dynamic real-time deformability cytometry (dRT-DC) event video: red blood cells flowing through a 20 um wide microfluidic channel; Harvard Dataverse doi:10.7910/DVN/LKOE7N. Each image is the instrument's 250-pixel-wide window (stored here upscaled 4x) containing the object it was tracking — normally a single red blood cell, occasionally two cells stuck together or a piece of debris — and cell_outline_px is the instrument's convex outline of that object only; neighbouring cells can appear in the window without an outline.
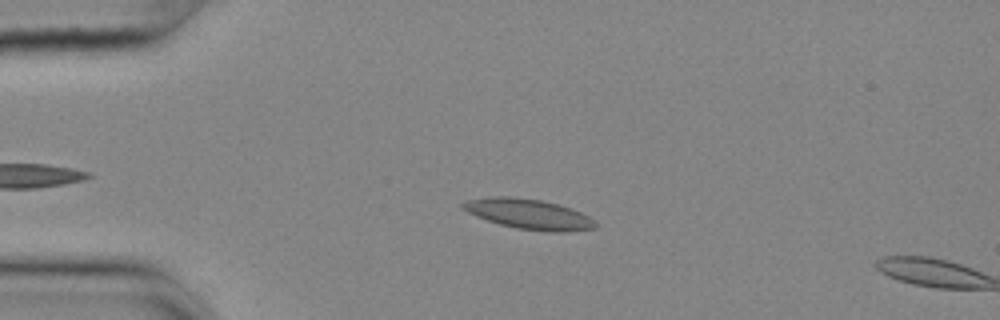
{"species": "common noctule bat (a hibernating species)", "species_latin": "Nyctalus noctula", "temperature_condition": "cold", "stored_images_in_passage": 50, "camera_frame_rate_fps": 3000, "um_per_image_px": 0.085, "animal": {"sex": "female", "body_mass_g": 25.1}, "frame": {"image": 1, "passage_image": 13, "time_ms": 4.0, "image_size_px": [1000, 320], "cell_outline_px": [[596, 228], [568, 232], [548, 232], [516, 228], [500, 224], [476, 216], [460, 208], [460, 204], [468, 200], [488, 196], [508, 196], [540, 200], [556, 204], [580, 212], [596, 220]], "centroid_in_image_um": [44.93, 18.2], "position_along_channel_um": 40.1, "area_um2": 23.24}}
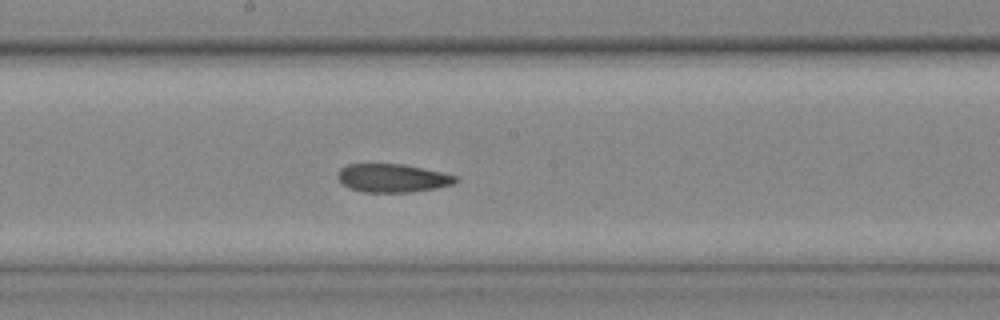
{"frame": {"image": 2, "passage_image": 30, "time_ms": 9.667, "image_size_px": [1000, 320], "cell_outline_px": [[460, 180], [452, 184], [436, 188], [408, 192], [364, 192], [348, 188], [336, 176], [340, 168], [348, 164], [404, 164], [440, 172], [456, 176]], "centroid_in_image_um": [33.34, 15.13], "position_along_channel_um": 214.9, "area_um2": 19.36}}
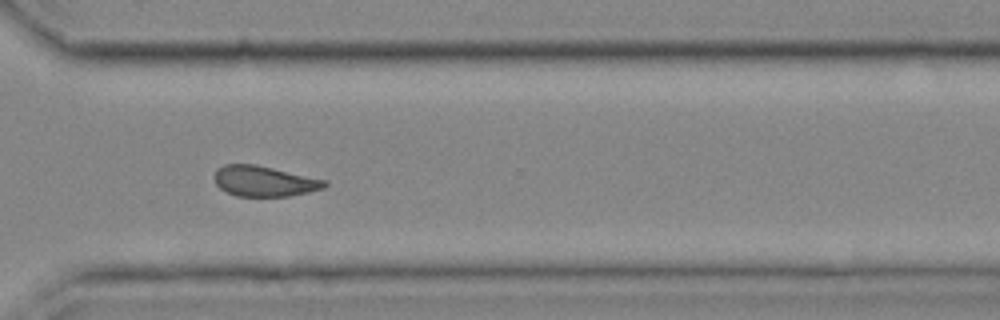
{"frame": {"image": 3, "passage_image": 41, "time_ms": 13.333, "image_size_px": [1000, 320], "cell_outline_px": [[328, 184], [324, 188], [308, 192], [288, 196], [236, 196], [220, 188], [216, 184], [212, 176], [216, 168], [224, 164], [256, 164], [328, 180]], "centroid_in_image_um": [22.44, 15.38], "position_along_channel_um": 348.2, "area_um2": 19.83}, "authors_computed_cell_mechanics": {"area_um2": 20.519, "velocity_mm_per_s": 3.6207, "shape_relaxation_time_tau1_ms": null, "shape_relaxation_time_tau2_ms": 4.884, "deformation_change_tau1": null, "deformation_change_tau2": 0.103}}